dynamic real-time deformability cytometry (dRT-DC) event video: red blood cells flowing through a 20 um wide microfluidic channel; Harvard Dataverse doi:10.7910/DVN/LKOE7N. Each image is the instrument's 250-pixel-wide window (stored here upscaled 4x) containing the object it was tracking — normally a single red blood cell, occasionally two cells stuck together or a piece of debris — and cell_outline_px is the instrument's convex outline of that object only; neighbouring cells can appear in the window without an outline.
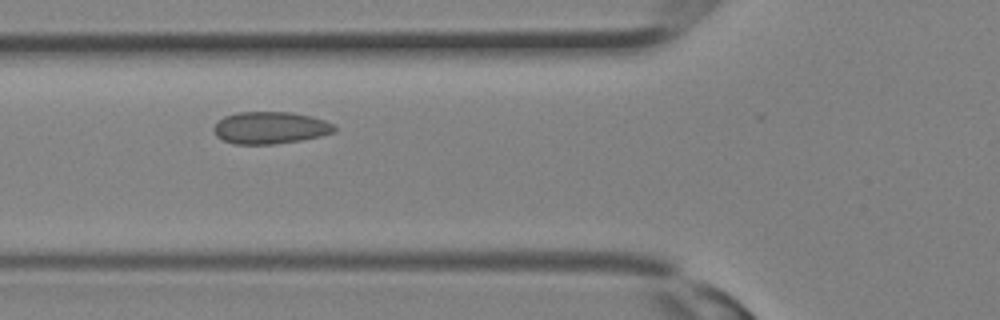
{"species": "Egyptian fruit bat (a non-hibernating species)", "species_latin": "Rousettus aegyptiacus", "temperature_condition": "room temperature", "stored_images_in_passage": 14, "camera_frame_rate_fps": 3000, "um_per_image_px": 0.085, "animal": {"sex": "female"}, "frame": {"image": 1, "passage_image": 8, "time_ms": 2.333, "image_size_px": [1000, 320], "cell_outline_px": [[336, 132], [320, 136], [300, 140], [272, 144], [232, 144], [216, 136], [212, 128], [224, 116], [236, 112], [288, 112], [312, 116], [324, 120], [332, 124], [336, 128]], "centroid_in_image_um": [22.96, 10.86], "position_along_channel_um": 102.8, "area_um2": 22.54}}
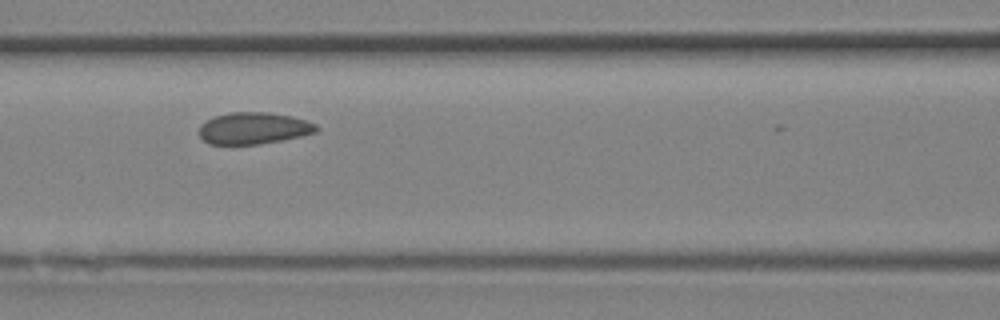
{"frame": {"image": 2, "passage_image": 10, "time_ms": 3.0, "image_size_px": [1000, 320], "cell_outline_px": [[320, 128], [316, 132], [300, 136], [280, 140], [256, 144], [208, 144], [200, 136], [200, 124], [216, 116], [228, 112], [268, 112], [292, 116], [308, 120], [316, 124]], "centroid_in_image_um": [21.58, 10.89], "position_along_channel_um": 145.0, "area_um2": 21.62}}